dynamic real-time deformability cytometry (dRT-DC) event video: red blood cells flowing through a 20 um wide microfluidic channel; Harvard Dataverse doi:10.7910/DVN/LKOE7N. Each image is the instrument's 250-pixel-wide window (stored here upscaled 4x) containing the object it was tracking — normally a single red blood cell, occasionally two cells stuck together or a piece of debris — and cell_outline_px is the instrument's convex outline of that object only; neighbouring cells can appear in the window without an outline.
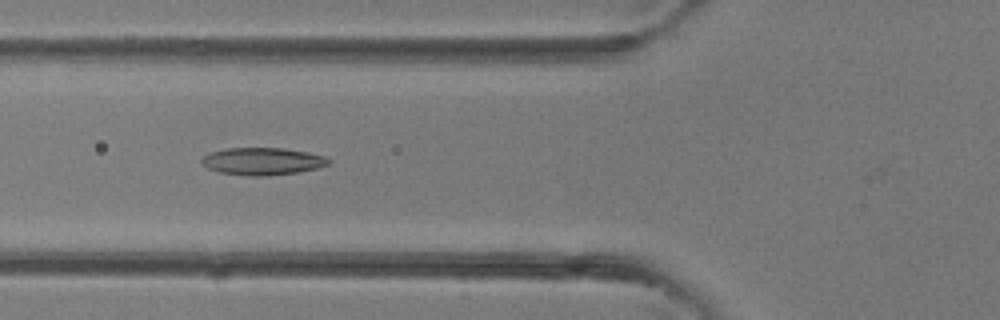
{"species": "common noctule bat (a hibernating species)", "species_latin": "Nyctalus noctula", "temperature_condition": "room temperature", "stored_images_in_passage": 29, "camera_frame_rate_fps": 3000, "um_per_image_px": 0.085, "animal": {"sex": "female"}, "frame": {"image": 1, "passage_image": 5, "time_ms": 1.333, "image_size_px": [1000, 320], "cell_outline_px": [[332, 160], [328, 164], [316, 168], [296, 172], [268, 176], [248, 176], [220, 172], [208, 168], [200, 160], [208, 152], [228, 148], [284, 148], [308, 152], [324, 156]], "centroid_in_image_um": [22.3, 13.7], "position_along_channel_um": 103.5, "area_um2": 20.17}}
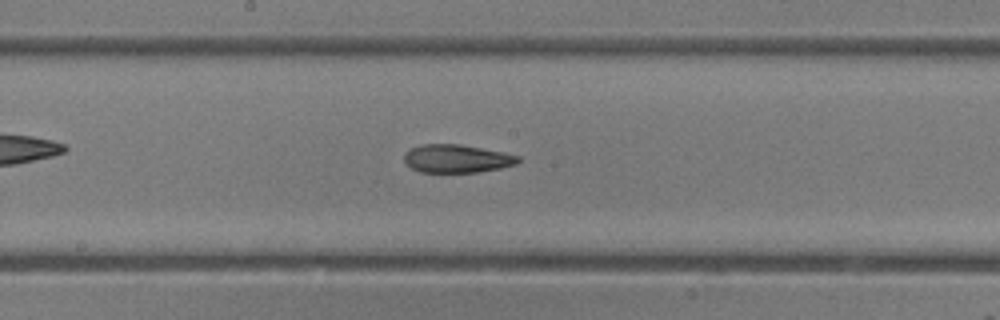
{"frame": {"image": 2, "passage_image": 11, "time_ms": 3.333, "image_size_px": [1000, 320], "cell_outline_px": [[520, 160], [516, 164], [500, 168], [476, 172], [420, 172], [404, 164], [404, 152], [408, 148], [420, 144], [460, 144], [520, 156]], "centroid_in_image_um": [38.75, 13.48], "position_along_channel_um": 209.5, "area_um2": 18.73}}
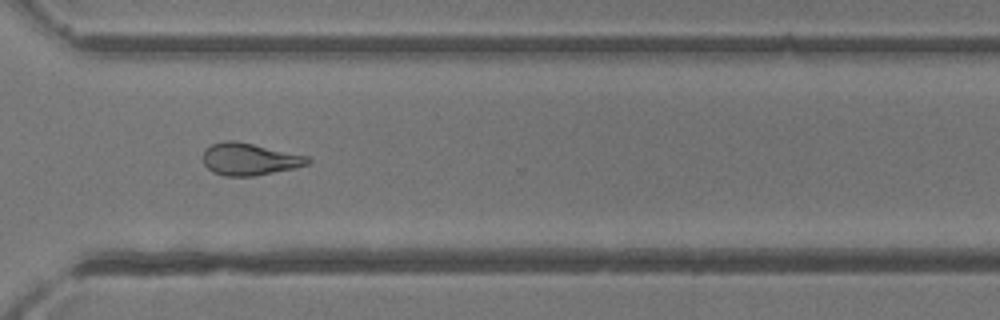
{"frame": {"image": 3, "passage_image": 19, "time_ms": 6.0, "image_size_px": [1000, 320], "cell_outline_px": [[312, 160], [308, 164], [292, 168], [252, 176], [224, 176], [212, 172], [204, 164], [204, 148], [212, 144], [224, 140], [236, 140], [308, 156]], "centroid_in_image_um": [21.17, 13.51], "position_along_channel_um": 349.4, "area_um2": 19.54}}